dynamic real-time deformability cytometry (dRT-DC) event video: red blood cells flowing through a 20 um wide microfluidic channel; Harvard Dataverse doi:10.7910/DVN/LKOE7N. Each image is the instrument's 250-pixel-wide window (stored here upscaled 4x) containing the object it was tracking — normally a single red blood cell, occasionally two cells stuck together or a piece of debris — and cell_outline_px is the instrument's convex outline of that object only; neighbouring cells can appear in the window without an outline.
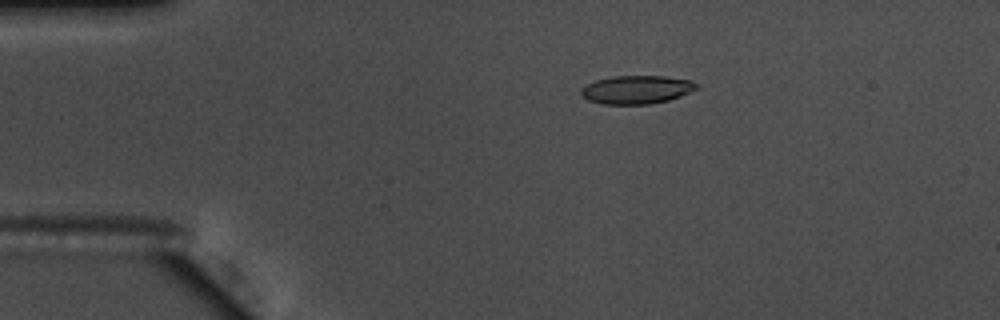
{"species": "common noctule bat (a hibernating species)", "species_latin": "Nyctalus noctula", "temperature_condition": "warm", "stored_images_in_passage": 54, "camera_frame_rate_fps": 3000, "um_per_image_px": 0.085, "animal": {"sex": "male", "body_mass_g": 17.5, "forearm_length_mm": 52.3}, "frame": {"image": 1, "passage_image": 9, "time_ms": 2.667, "image_size_px": [1000, 320], "cell_outline_px": [[700, 88], [680, 96], [668, 100], [648, 104], [604, 104], [588, 100], [580, 92], [580, 88], [596, 80], [612, 76], [664, 76], [692, 80]], "centroid_in_image_um": [54.13, 7.61], "position_along_channel_um": 30.9, "area_um2": 19.02}}
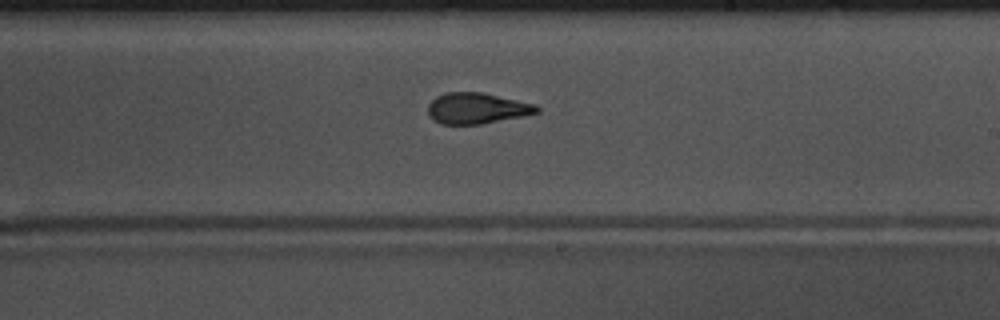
{"frame": {"image": 2, "passage_image": 31, "time_ms": 10.0, "image_size_px": [1000, 320], "cell_outline_px": [[540, 112], [524, 116], [480, 124], [440, 124], [432, 120], [428, 112], [428, 104], [436, 96], [444, 92], [484, 92], [536, 104], [540, 108]], "centroid_in_image_um": [40.54, 9.2], "position_along_channel_um": 248.5, "area_um2": 19.88}}
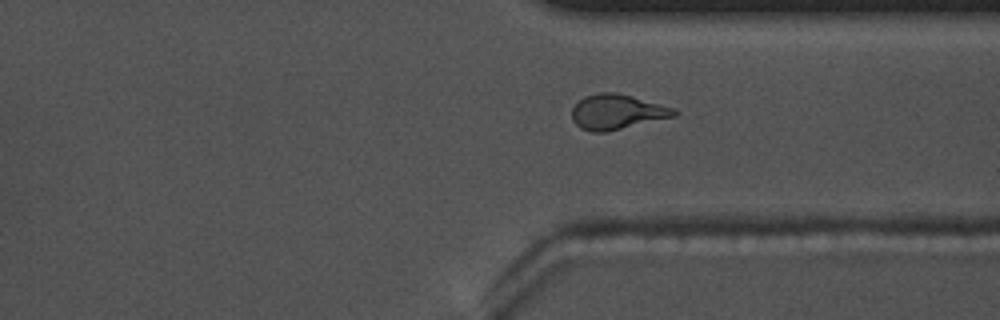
{"frame": {"image": 3, "passage_image": 40, "time_ms": 13.0, "image_size_px": [1000, 320], "cell_outline_px": [[676, 116], [604, 132], [592, 132], [580, 128], [572, 120], [572, 108], [584, 96], [600, 92], [616, 92], [632, 96], [676, 108]], "centroid_in_image_um": [52.43, 9.5], "position_along_channel_um": 359.0, "area_um2": 20.75}, "authors_computed_cell_mechanics": {"area_um2": 20.0566, "velocity_mm_per_s": 3.6729, "shape_relaxation_time_tau1_ms": 3.8019, "shape_relaxation_time_tau2_ms": 1.8314, "deformation_change_tau1": 0.1755, "deformation_change_tau2": 0.108}}